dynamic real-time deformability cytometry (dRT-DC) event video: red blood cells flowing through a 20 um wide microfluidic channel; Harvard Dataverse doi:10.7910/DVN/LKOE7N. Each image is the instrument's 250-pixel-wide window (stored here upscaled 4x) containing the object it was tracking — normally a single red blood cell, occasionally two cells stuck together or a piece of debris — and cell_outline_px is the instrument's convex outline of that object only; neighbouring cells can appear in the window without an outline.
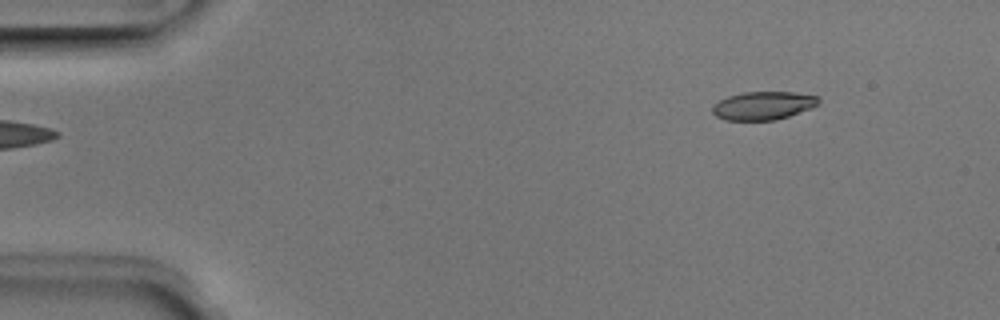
{"species": "Egyptian fruit bat (a non-hibernating species)", "species_latin": "Rousettus aegyptiacus", "temperature_condition": "room temperature", "stored_images_in_passage": 46, "camera_frame_rate_fps": 3000, "um_per_image_px": 0.085, "animal": {"sex": "male"}, "frame": {"image": 1, "passage_image": 1, "time_ms": 0.0, "image_size_px": [1000, 320], "cell_outline_px": [[820, 104], [812, 108], [776, 120], [724, 120], [716, 116], [712, 112], [712, 104], [728, 96], [744, 92], [792, 92], [820, 96]], "centroid_in_image_um": [64.89, 8.97], "position_along_channel_um": 20.1, "area_um2": 17.63}}
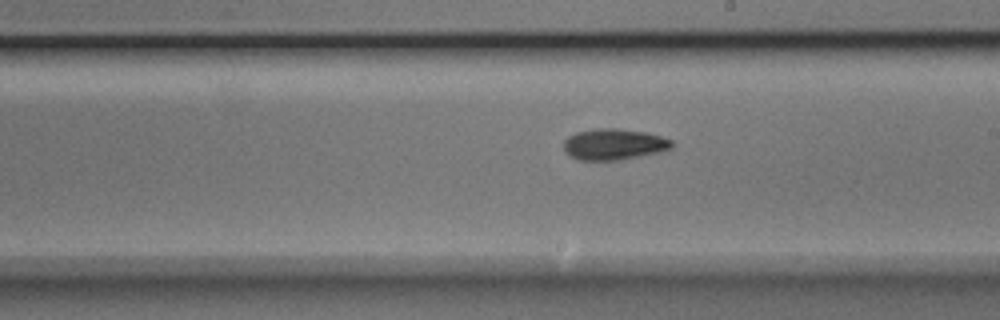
{"frame": {"image": 2, "passage_image": 24, "time_ms": 7.667, "image_size_px": [1000, 320], "cell_outline_px": [[672, 148], [660, 152], [620, 160], [580, 160], [568, 156], [564, 152], [564, 140], [568, 136], [576, 132], [596, 128], [616, 128], [644, 132], [660, 136], [672, 140]], "centroid_in_image_um": [52.14, 12.27], "position_along_channel_um": 236.9, "area_um2": 19.71}}
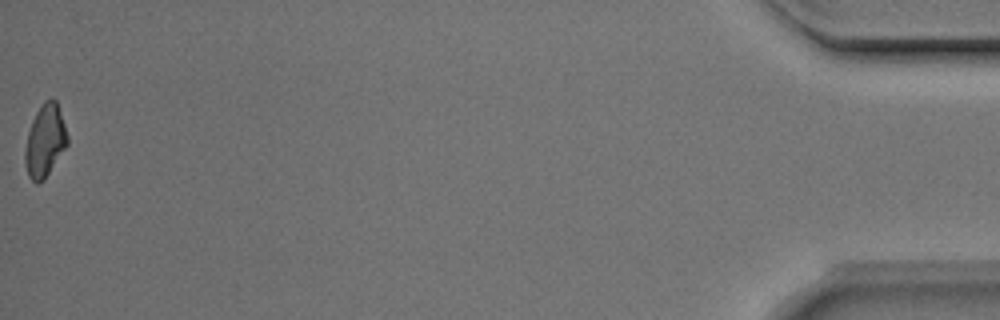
{"frame": {"image": 3, "passage_image": 46, "time_ms": 15.0, "image_size_px": [1000, 320], "cell_outline_px": [[68, 144], [44, 180], [36, 184], [28, 176], [24, 164], [24, 152], [28, 132], [32, 120], [36, 112], [44, 100], [56, 100], [68, 136]], "centroid_in_image_um": [3.81, 12.0], "position_along_channel_um": 431.4, "area_um2": 17.8}, "authors_computed_cell_mechanics": {"area_um2": 18.4093, "velocity_mm_per_s": 3.9869, "shape_relaxation_time_tau1_ms": 3.3492, "shape_relaxation_time_tau2_ms": 5.55, "deformation_change_tau1": 0.1367, "deformation_change_tau2": 0.1174}}